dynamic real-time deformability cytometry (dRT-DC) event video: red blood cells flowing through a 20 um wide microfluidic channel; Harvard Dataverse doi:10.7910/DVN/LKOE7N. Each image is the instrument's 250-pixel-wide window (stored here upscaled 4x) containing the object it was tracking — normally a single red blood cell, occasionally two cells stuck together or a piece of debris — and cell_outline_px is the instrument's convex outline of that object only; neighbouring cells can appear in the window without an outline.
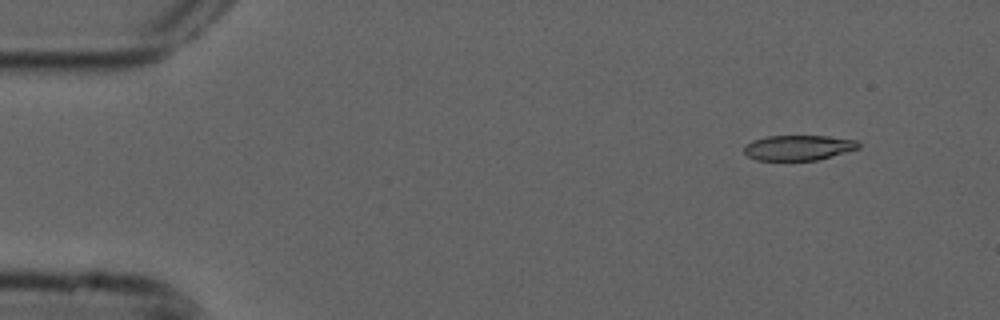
{"species": "common noctule bat (a hibernating species)", "species_latin": "Nyctalus noctula", "temperature_condition": "cold", "stored_images_in_passage": 6, "camera_frame_rate_fps": 3000, "um_per_image_px": 0.085, "animal": {"sex": "male", "forearm_length_mm": 52.5}, "frame": {"image": 1, "passage_image": 2, "time_ms": 0.333, "image_size_px": [1000, 320], "cell_outline_px": [[860, 148], [816, 160], [756, 160], [748, 156], [744, 152], [744, 148], [752, 140], [768, 136], [828, 136], [856, 140], [860, 144]], "centroid_in_image_um": [67.87, 12.55], "position_along_channel_um": 17.1, "area_um2": 16.65}}
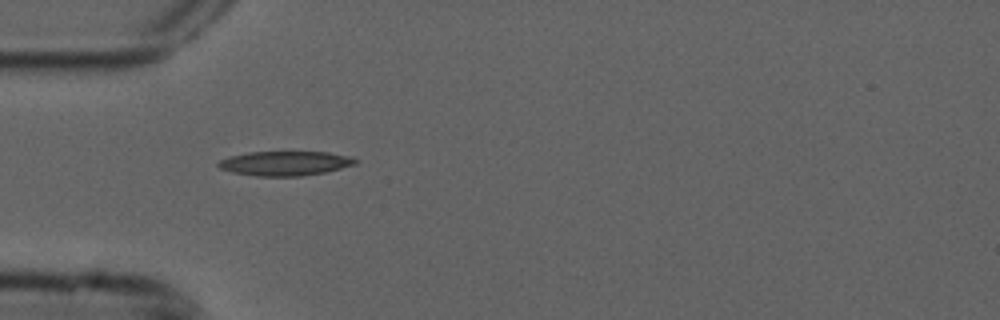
{"frame": {"image": 2, "passage_image": 5, "time_ms": 1.333, "image_size_px": [1000, 320], "cell_outline_px": [[356, 164], [324, 172], [300, 176], [256, 176], [232, 172], [220, 168], [216, 164], [220, 160], [232, 156], [248, 152], [328, 152], [352, 156], [356, 160]], "centroid_in_image_um": [24.23, 13.88], "position_along_channel_um": 60.8, "area_um2": 19.36}}
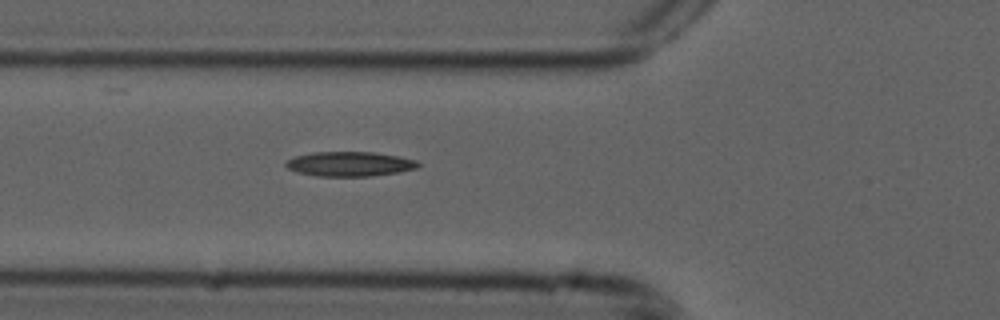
{"frame": {"image": 3, "passage_image": 6, "time_ms": 1.667, "image_size_px": [1000, 320], "cell_outline_px": [[420, 164], [416, 168], [400, 172], [372, 176], [316, 176], [296, 172], [288, 168], [284, 164], [288, 160], [296, 156], [316, 152], [372, 152], [400, 156], [416, 160]], "centroid_in_image_um": [29.74, 13.94], "position_along_channel_um": 96.1, "area_um2": 18.96}}